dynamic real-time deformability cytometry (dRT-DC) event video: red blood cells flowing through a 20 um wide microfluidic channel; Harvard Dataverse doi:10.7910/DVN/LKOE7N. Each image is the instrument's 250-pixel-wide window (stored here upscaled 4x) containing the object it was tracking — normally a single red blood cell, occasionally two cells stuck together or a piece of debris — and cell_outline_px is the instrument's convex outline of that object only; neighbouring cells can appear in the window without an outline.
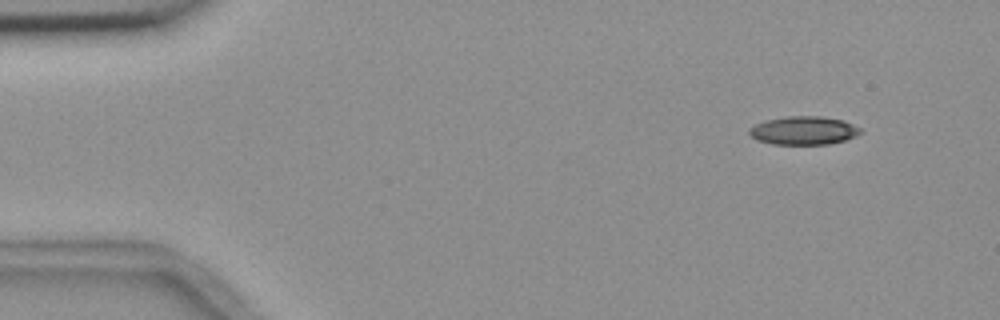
{"species": "common noctule bat (a hibernating species)", "species_latin": "Nyctalus noctula", "temperature_condition": "room temperature", "stored_images_in_passage": 6, "camera_frame_rate_fps": 3000, "um_per_image_px": 0.085, "animal": {"sex": "female", "body_mass_g": 18.4}, "frame": {"image": 1, "passage_image": 2, "time_ms": 1.333, "image_size_px": [1000, 320], "cell_outline_px": [[860, 132], [856, 136], [844, 140], [828, 144], [772, 144], [756, 140], [748, 132], [748, 128], [764, 120], [784, 116], [820, 116], [844, 120], [860, 128]], "centroid_in_image_um": [68.27, 11.08], "position_along_channel_um": 16.7, "area_um2": 18.44}}
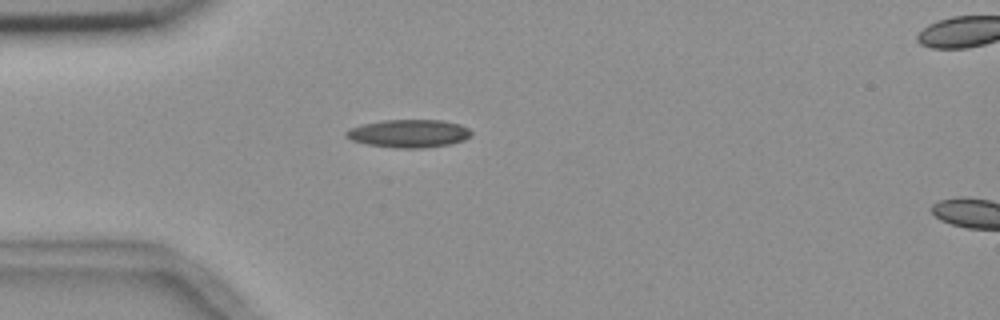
{"frame": {"image": 2, "passage_image": 5, "time_ms": 4.667, "image_size_px": [1000, 320], "cell_outline_px": [[472, 136], [464, 140], [452, 144], [424, 148], [396, 148], [368, 144], [352, 140], [344, 136], [344, 132], [348, 128], [380, 120], [440, 120], [460, 124], [468, 128], [472, 132]], "centroid_in_image_um": [34.76, 11.35], "position_along_channel_um": 50.2, "area_um2": 20.58}}